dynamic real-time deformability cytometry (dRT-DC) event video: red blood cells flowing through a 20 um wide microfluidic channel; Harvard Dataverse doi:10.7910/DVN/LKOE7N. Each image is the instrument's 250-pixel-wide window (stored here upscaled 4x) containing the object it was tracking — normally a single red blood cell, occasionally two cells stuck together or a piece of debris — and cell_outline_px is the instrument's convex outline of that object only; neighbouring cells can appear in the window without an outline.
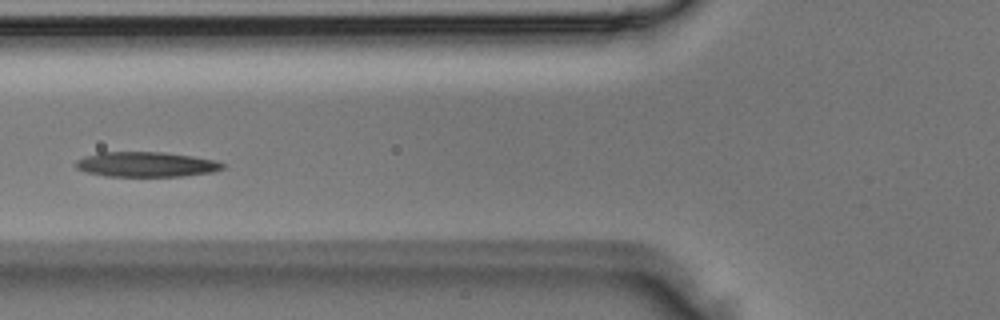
{"species": "Egyptian fruit bat (a non-hibernating species)", "species_latin": "Rousettus aegyptiacus", "temperature_condition": "room temperature", "stored_images_in_passage": 3, "camera_frame_rate_fps": 3000, "um_per_image_px": 0.085, "animal": {"sex": "male"}, "frame": {"image": 1, "passage_image": 3, "time_ms": 0.667, "image_size_px": [1000, 320], "cell_outline_px": [[228, 164], [224, 168], [212, 172], [180, 176], [104, 176], [88, 172], [76, 168], [76, 160], [84, 156], [96, 152], [164, 152], [192, 156], [216, 160]], "centroid_in_image_um": [12.44, 13.96], "position_along_channel_um": 113.4, "area_um2": 21.5}}